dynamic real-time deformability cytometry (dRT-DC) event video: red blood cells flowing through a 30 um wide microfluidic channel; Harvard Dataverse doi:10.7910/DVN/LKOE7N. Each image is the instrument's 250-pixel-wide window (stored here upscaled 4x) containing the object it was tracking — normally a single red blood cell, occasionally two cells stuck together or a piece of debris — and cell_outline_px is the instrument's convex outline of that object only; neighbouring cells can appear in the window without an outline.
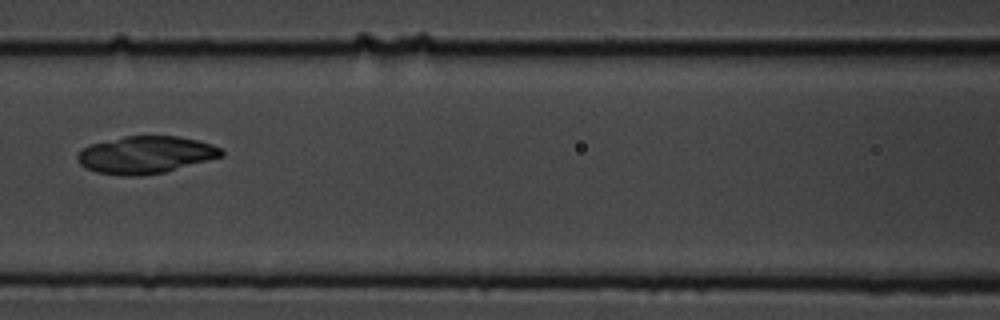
{"species": "common noctule bat (a hibernating species)", "species_latin": "Nyctalus noctula", "temperature_condition": "cold", "stored_images_in_passage": 8, "camera_frame_rate_fps": 3000, "um_per_image_px": 0.085, "animal": {"sex": "male", "body_mass_g": 19.5, "forearm_length_mm": 54.6}, "frame": {"image": 1, "passage_image": 8, "time_ms": 2.333, "image_size_px": [1000, 320], "cell_outline_px": [[224, 156], [164, 172], [140, 176], [120, 176], [96, 172], [84, 168], [80, 164], [76, 156], [88, 144], [124, 136], [180, 136], [196, 140], [220, 148], [224, 152]], "centroid_in_image_um": [12.34, 13.16], "position_along_channel_um": 154.3, "area_um2": 31.33}}